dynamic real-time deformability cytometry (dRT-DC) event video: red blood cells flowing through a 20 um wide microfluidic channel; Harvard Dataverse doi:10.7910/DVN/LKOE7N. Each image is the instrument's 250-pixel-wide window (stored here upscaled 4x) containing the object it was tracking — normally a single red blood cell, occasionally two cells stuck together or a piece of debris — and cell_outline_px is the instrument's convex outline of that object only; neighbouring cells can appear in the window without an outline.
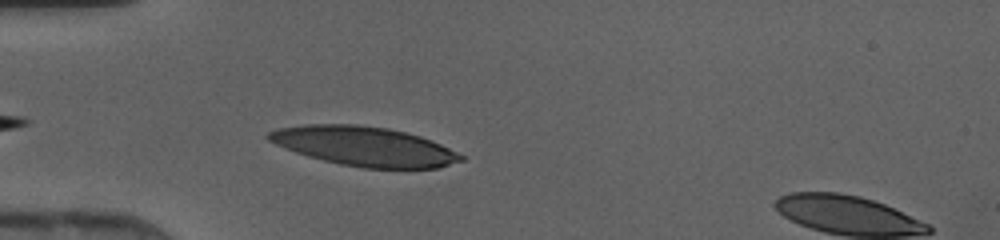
{"species": "human", "species_latin": "Homo sapiens", "temperature_condition": "cold", "stored_images_in_passage": 35, "camera_frame_rate_fps": 3000, "um_per_image_px": 0.085, "donor": {"sex": "female"}, "frame": {"image": 1, "passage_image": 3, "time_ms": 0.667, "image_size_px": [1000, 240], "cell_outline_px": [[464, 160], [436, 168], [364, 168], [340, 164], [308, 156], [284, 148], [268, 140], [264, 136], [268, 132], [276, 128], [304, 124], [356, 124], [388, 128], [420, 136], [432, 140], [464, 156]], "centroid_in_image_um": [30.92, 12.42], "position_along_channel_um": 54.1, "area_um2": 44.04}}
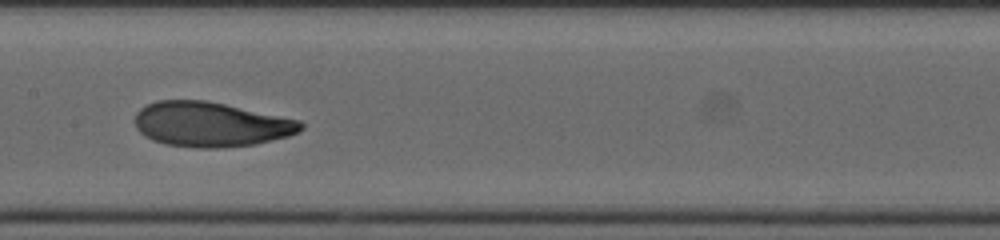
{"frame": {"image": 2, "passage_image": 13, "time_ms": 4.0, "image_size_px": [1000, 240], "cell_outline_px": [[304, 128], [288, 136], [256, 144], [224, 148], [196, 148], [168, 144], [152, 140], [144, 136], [136, 128], [136, 112], [140, 108], [156, 100], [208, 100], [300, 120], [304, 124]], "centroid_in_image_um": [17.92, 10.57], "position_along_channel_um": 189.5, "area_um2": 43.47}}
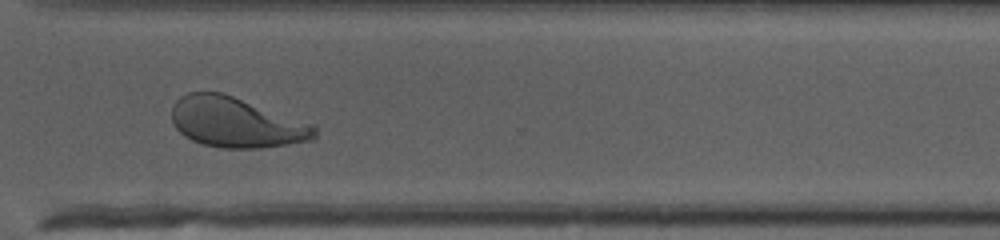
{"frame": {"image": 3, "passage_image": 24, "time_ms": 7.667, "image_size_px": [1000, 240], "cell_outline_px": [[316, 140], [260, 148], [220, 148], [200, 144], [184, 136], [172, 124], [172, 108], [176, 100], [180, 96], [188, 92], [220, 92], [316, 124]], "centroid_in_image_um": [20.09, 10.42], "position_along_channel_um": 350.5, "area_um2": 42.14}}